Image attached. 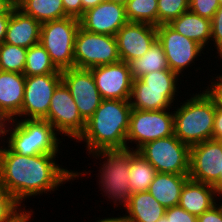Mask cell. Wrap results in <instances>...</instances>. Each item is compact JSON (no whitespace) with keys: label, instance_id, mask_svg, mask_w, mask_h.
<instances>
[{"label":"cell","instance_id":"cell-1","mask_svg":"<svg viewBox=\"0 0 222 222\" xmlns=\"http://www.w3.org/2000/svg\"><path fill=\"white\" fill-rule=\"evenodd\" d=\"M56 154L22 156L8 146L0 148V184L20 204L24 199L58 190V186L87 172L64 169L56 163ZM61 184V185H60Z\"/></svg>","mask_w":222,"mask_h":222},{"label":"cell","instance_id":"cell-2","mask_svg":"<svg viewBox=\"0 0 222 222\" xmlns=\"http://www.w3.org/2000/svg\"><path fill=\"white\" fill-rule=\"evenodd\" d=\"M132 107L129 100L103 99L78 141L90 153L104 150H132L127 144Z\"/></svg>","mask_w":222,"mask_h":222},{"label":"cell","instance_id":"cell-3","mask_svg":"<svg viewBox=\"0 0 222 222\" xmlns=\"http://www.w3.org/2000/svg\"><path fill=\"white\" fill-rule=\"evenodd\" d=\"M174 112V135L189 147L212 139L216 108L203 92L193 94Z\"/></svg>","mask_w":222,"mask_h":222},{"label":"cell","instance_id":"cell-4","mask_svg":"<svg viewBox=\"0 0 222 222\" xmlns=\"http://www.w3.org/2000/svg\"><path fill=\"white\" fill-rule=\"evenodd\" d=\"M7 123V126L13 124V128L5 126L4 138L10 133L6 143L13 152L22 156L59 153V134L47 120L22 118Z\"/></svg>","mask_w":222,"mask_h":222},{"label":"cell","instance_id":"cell-5","mask_svg":"<svg viewBox=\"0 0 222 222\" xmlns=\"http://www.w3.org/2000/svg\"><path fill=\"white\" fill-rule=\"evenodd\" d=\"M79 27V19L70 16L41 25L40 43L60 71L74 67L75 36Z\"/></svg>","mask_w":222,"mask_h":222},{"label":"cell","instance_id":"cell-6","mask_svg":"<svg viewBox=\"0 0 222 222\" xmlns=\"http://www.w3.org/2000/svg\"><path fill=\"white\" fill-rule=\"evenodd\" d=\"M90 154H93V158L101 157L106 161L99 171L101 190L114 200L115 206L119 203L125 207L132 194L129 188L130 150H104Z\"/></svg>","mask_w":222,"mask_h":222},{"label":"cell","instance_id":"cell-7","mask_svg":"<svg viewBox=\"0 0 222 222\" xmlns=\"http://www.w3.org/2000/svg\"><path fill=\"white\" fill-rule=\"evenodd\" d=\"M119 61L115 36L91 33L79 27L75 36L74 67L91 69Z\"/></svg>","mask_w":222,"mask_h":222},{"label":"cell","instance_id":"cell-8","mask_svg":"<svg viewBox=\"0 0 222 222\" xmlns=\"http://www.w3.org/2000/svg\"><path fill=\"white\" fill-rule=\"evenodd\" d=\"M137 152L151 163L157 172L189 174L190 147L175 135L150 141Z\"/></svg>","mask_w":222,"mask_h":222},{"label":"cell","instance_id":"cell-9","mask_svg":"<svg viewBox=\"0 0 222 222\" xmlns=\"http://www.w3.org/2000/svg\"><path fill=\"white\" fill-rule=\"evenodd\" d=\"M162 110L132 108L127 133V143L136 142L137 151L144 144L174 135V113Z\"/></svg>","mask_w":222,"mask_h":222},{"label":"cell","instance_id":"cell-10","mask_svg":"<svg viewBox=\"0 0 222 222\" xmlns=\"http://www.w3.org/2000/svg\"><path fill=\"white\" fill-rule=\"evenodd\" d=\"M62 82L61 73L25 76L24 99L21 112L14 118L44 120L48 115L51 98Z\"/></svg>","mask_w":222,"mask_h":222},{"label":"cell","instance_id":"cell-11","mask_svg":"<svg viewBox=\"0 0 222 222\" xmlns=\"http://www.w3.org/2000/svg\"><path fill=\"white\" fill-rule=\"evenodd\" d=\"M44 120L50 122L58 134L76 140L85 130L86 121L81 117L70 90L63 81L52 95L48 115Z\"/></svg>","mask_w":222,"mask_h":222},{"label":"cell","instance_id":"cell-12","mask_svg":"<svg viewBox=\"0 0 222 222\" xmlns=\"http://www.w3.org/2000/svg\"><path fill=\"white\" fill-rule=\"evenodd\" d=\"M222 141L206 140L190 147L189 178L220 190Z\"/></svg>","mask_w":222,"mask_h":222},{"label":"cell","instance_id":"cell-13","mask_svg":"<svg viewBox=\"0 0 222 222\" xmlns=\"http://www.w3.org/2000/svg\"><path fill=\"white\" fill-rule=\"evenodd\" d=\"M156 30L157 40L164 49L169 68L179 76L204 51L201 45L176 32L168 24L158 25Z\"/></svg>","mask_w":222,"mask_h":222},{"label":"cell","instance_id":"cell-14","mask_svg":"<svg viewBox=\"0 0 222 222\" xmlns=\"http://www.w3.org/2000/svg\"><path fill=\"white\" fill-rule=\"evenodd\" d=\"M62 81L69 88L81 117L87 121L103 100L90 69L72 67L61 71Z\"/></svg>","mask_w":222,"mask_h":222},{"label":"cell","instance_id":"cell-15","mask_svg":"<svg viewBox=\"0 0 222 222\" xmlns=\"http://www.w3.org/2000/svg\"><path fill=\"white\" fill-rule=\"evenodd\" d=\"M102 99L130 100L133 77L128 63L119 61L90 69Z\"/></svg>","mask_w":222,"mask_h":222},{"label":"cell","instance_id":"cell-16","mask_svg":"<svg viewBox=\"0 0 222 222\" xmlns=\"http://www.w3.org/2000/svg\"><path fill=\"white\" fill-rule=\"evenodd\" d=\"M121 61L142 57L157 40L156 26L127 22L115 35Z\"/></svg>","mask_w":222,"mask_h":222},{"label":"cell","instance_id":"cell-17","mask_svg":"<svg viewBox=\"0 0 222 222\" xmlns=\"http://www.w3.org/2000/svg\"><path fill=\"white\" fill-rule=\"evenodd\" d=\"M79 22L80 27L88 32L115 36L128 20L124 5L104 1L85 11Z\"/></svg>","mask_w":222,"mask_h":222},{"label":"cell","instance_id":"cell-18","mask_svg":"<svg viewBox=\"0 0 222 222\" xmlns=\"http://www.w3.org/2000/svg\"><path fill=\"white\" fill-rule=\"evenodd\" d=\"M25 75L0 70V114L6 121L21 112L24 99Z\"/></svg>","mask_w":222,"mask_h":222},{"label":"cell","instance_id":"cell-19","mask_svg":"<svg viewBox=\"0 0 222 222\" xmlns=\"http://www.w3.org/2000/svg\"><path fill=\"white\" fill-rule=\"evenodd\" d=\"M41 23L15 7L7 26L4 43L30 48L40 43Z\"/></svg>","mask_w":222,"mask_h":222},{"label":"cell","instance_id":"cell-20","mask_svg":"<svg viewBox=\"0 0 222 222\" xmlns=\"http://www.w3.org/2000/svg\"><path fill=\"white\" fill-rule=\"evenodd\" d=\"M216 197L214 186L189 178L182 188L179 206L190 214L199 216L216 204Z\"/></svg>","mask_w":222,"mask_h":222},{"label":"cell","instance_id":"cell-21","mask_svg":"<svg viewBox=\"0 0 222 222\" xmlns=\"http://www.w3.org/2000/svg\"><path fill=\"white\" fill-rule=\"evenodd\" d=\"M188 175L157 172L148 192L166 209L178 206L182 188L189 179Z\"/></svg>","mask_w":222,"mask_h":222},{"label":"cell","instance_id":"cell-22","mask_svg":"<svg viewBox=\"0 0 222 222\" xmlns=\"http://www.w3.org/2000/svg\"><path fill=\"white\" fill-rule=\"evenodd\" d=\"M124 208V222H157L166 210L148 191L131 194Z\"/></svg>","mask_w":222,"mask_h":222},{"label":"cell","instance_id":"cell-23","mask_svg":"<svg viewBox=\"0 0 222 222\" xmlns=\"http://www.w3.org/2000/svg\"><path fill=\"white\" fill-rule=\"evenodd\" d=\"M178 90L143 89L140 79H133L130 105L139 110H162L172 108ZM169 107V108H168Z\"/></svg>","mask_w":222,"mask_h":222},{"label":"cell","instance_id":"cell-24","mask_svg":"<svg viewBox=\"0 0 222 222\" xmlns=\"http://www.w3.org/2000/svg\"><path fill=\"white\" fill-rule=\"evenodd\" d=\"M176 32L197 42L204 49L211 39V20L203 18L190 10L181 14L168 24Z\"/></svg>","mask_w":222,"mask_h":222},{"label":"cell","instance_id":"cell-25","mask_svg":"<svg viewBox=\"0 0 222 222\" xmlns=\"http://www.w3.org/2000/svg\"><path fill=\"white\" fill-rule=\"evenodd\" d=\"M133 79H139L153 71L170 70L161 43L156 40L142 56L128 62Z\"/></svg>","mask_w":222,"mask_h":222},{"label":"cell","instance_id":"cell-26","mask_svg":"<svg viewBox=\"0 0 222 222\" xmlns=\"http://www.w3.org/2000/svg\"><path fill=\"white\" fill-rule=\"evenodd\" d=\"M16 7L41 24L68 17L62 0H20Z\"/></svg>","mask_w":222,"mask_h":222},{"label":"cell","instance_id":"cell-27","mask_svg":"<svg viewBox=\"0 0 222 222\" xmlns=\"http://www.w3.org/2000/svg\"><path fill=\"white\" fill-rule=\"evenodd\" d=\"M157 171L141 154L130 150L129 188L131 193L148 191Z\"/></svg>","mask_w":222,"mask_h":222},{"label":"cell","instance_id":"cell-28","mask_svg":"<svg viewBox=\"0 0 222 222\" xmlns=\"http://www.w3.org/2000/svg\"><path fill=\"white\" fill-rule=\"evenodd\" d=\"M49 73H61L52 63L50 56L46 49L38 43L27 48L25 69L23 74L25 76L43 75Z\"/></svg>","mask_w":222,"mask_h":222},{"label":"cell","instance_id":"cell-29","mask_svg":"<svg viewBox=\"0 0 222 222\" xmlns=\"http://www.w3.org/2000/svg\"><path fill=\"white\" fill-rule=\"evenodd\" d=\"M158 0H127L125 13L128 22L158 26Z\"/></svg>","mask_w":222,"mask_h":222},{"label":"cell","instance_id":"cell-30","mask_svg":"<svg viewBox=\"0 0 222 222\" xmlns=\"http://www.w3.org/2000/svg\"><path fill=\"white\" fill-rule=\"evenodd\" d=\"M27 48L2 43L0 45V70L23 74Z\"/></svg>","mask_w":222,"mask_h":222},{"label":"cell","instance_id":"cell-31","mask_svg":"<svg viewBox=\"0 0 222 222\" xmlns=\"http://www.w3.org/2000/svg\"><path fill=\"white\" fill-rule=\"evenodd\" d=\"M179 75L171 70L153 71L139 79L143 82V89L177 90Z\"/></svg>","mask_w":222,"mask_h":222},{"label":"cell","instance_id":"cell-32","mask_svg":"<svg viewBox=\"0 0 222 222\" xmlns=\"http://www.w3.org/2000/svg\"><path fill=\"white\" fill-rule=\"evenodd\" d=\"M21 205L0 184V222H17L27 212Z\"/></svg>","mask_w":222,"mask_h":222},{"label":"cell","instance_id":"cell-33","mask_svg":"<svg viewBox=\"0 0 222 222\" xmlns=\"http://www.w3.org/2000/svg\"><path fill=\"white\" fill-rule=\"evenodd\" d=\"M158 25L169 24L189 10V0H158Z\"/></svg>","mask_w":222,"mask_h":222},{"label":"cell","instance_id":"cell-34","mask_svg":"<svg viewBox=\"0 0 222 222\" xmlns=\"http://www.w3.org/2000/svg\"><path fill=\"white\" fill-rule=\"evenodd\" d=\"M219 7V0H189V10L209 20H212Z\"/></svg>","mask_w":222,"mask_h":222},{"label":"cell","instance_id":"cell-35","mask_svg":"<svg viewBox=\"0 0 222 222\" xmlns=\"http://www.w3.org/2000/svg\"><path fill=\"white\" fill-rule=\"evenodd\" d=\"M216 46L217 54H222V5L217 9L211 20V39Z\"/></svg>","mask_w":222,"mask_h":222},{"label":"cell","instance_id":"cell-36","mask_svg":"<svg viewBox=\"0 0 222 222\" xmlns=\"http://www.w3.org/2000/svg\"><path fill=\"white\" fill-rule=\"evenodd\" d=\"M203 91L214 102L216 110L222 111V76L217 75L215 81H211L210 88L208 86Z\"/></svg>","mask_w":222,"mask_h":222},{"label":"cell","instance_id":"cell-37","mask_svg":"<svg viewBox=\"0 0 222 222\" xmlns=\"http://www.w3.org/2000/svg\"><path fill=\"white\" fill-rule=\"evenodd\" d=\"M165 215L170 222H197V216L190 214L179 205L167 208Z\"/></svg>","mask_w":222,"mask_h":222},{"label":"cell","instance_id":"cell-38","mask_svg":"<svg viewBox=\"0 0 222 222\" xmlns=\"http://www.w3.org/2000/svg\"><path fill=\"white\" fill-rule=\"evenodd\" d=\"M197 222H222V209L219 204L197 216Z\"/></svg>","mask_w":222,"mask_h":222},{"label":"cell","instance_id":"cell-39","mask_svg":"<svg viewBox=\"0 0 222 222\" xmlns=\"http://www.w3.org/2000/svg\"><path fill=\"white\" fill-rule=\"evenodd\" d=\"M65 13L70 17L79 19L82 16L81 0H62Z\"/></svg>","mask_w":222,"mask_h":222},{"label":"cell","instance_id":"cell-40","mask_svg":"<svg viewBox=\"0 0 222 222\" xmlns=\"http://www.w3.org/2000/svg\"><path fill=\"white\" fill-rule=\"evenodd\" d=\"M212 139L222 141V111L216 110Z\"/></svg>","mask_w":222,"mask_h":222},{"label":"cell","instance_id":"cell-41","mask_svg":"<svg viewBox=\"0 0 222 222\" xmlns=\"http://www.w3.org/2000/svg\"><path fill=\"white\" fill-rule=\"evenodd\" d=\"M11 15H0V45L4 43Z\"/></svg>","mask_w":222,"mask_h":222},{"label":"cell","instance_id":"cell-42","mask_svg":"<svg viewBox=\"0 0 222 222\" xmlns=\"http://www.w3.org/2000/svg\"><path fill=\"white\" fill-rule=\"evenodd\" d=\"M16 6L9 0H0V15H11Z\"/></svg>","mask_w":222,"mask_h":222},{"label":"cell","instance_id":"cell-43","mask_svg":"<svg viewBox=\"0 0 222 222\" xmlns=\"http://www.w3.org/2000/svg\"><path fill=\"white\" fill-rule=\"evenodd\" d=\"M82 1V15L88 9L94 8L106 0H81Z\"/></svg>","mask_w":222,"mask_h":222},{"label":"cell","instance_id":"cell-44","mask_svg":"<svg viewBox=\"0 0 222 222\" xmlns=\"http://www.w3.org/2000/svg\"><path fill=\"white\" fill-rule=\"evenodd\" d=\"M6 123V119L0 114V139H3Z\"/></svg>","mask_w":222,"mask_h":222},{"label":"cell","instance_id":"cell-45","mask_svg":"<svg viewBox=\"0 0 222 222\" xmlns=\"http://www.w3.org/2000/svg\"><path fill=\"white\" fill-rule=\"evenodd\" d=\"M96 222H124V219H123V217H107V218H104V219H101V220H97Z\"/></svg>","mask_w":222,"mask_h":222},{"label":"cell","instance_id":"cell-46","mask_svg":"<svg viewBox=\"0 0 222 222\" xmlns=\"http://www.w3.org/2000/svg\"><path fill=\"white\" fill-rule=\"evenodd\" d=\"M31 212L33 211H27L17 222H29L32 216Z\"/></svg>","mask_w":222,"mask_h":222},{"label":"cell","instance_id":"cell-47","mask_svg":"<svg viewBox=\"0 0 222 222\" xmlns=\"http://www.w3.org/2000/svg\"><path fill=\"white\" fill-rule=\"evenodd\" d=\"M106 1L114 2V3H119V4H122V5H125V3H126L127 0H106Z\"/></svg>","mask_w":222,"mask_h":222},{"label":"cell","instance_id":"cell-48","mask_svg":"<svg viewBox=\"0 0 222 222\" xmlns=\"http://www.w3.org/2000/svg\"><path fill=\"white\" fill-rule=\"evenodd\" d=\"M157 222H170V219L164 214Z\"/></svg>","mask_w":222,"mask_h":222},{"label":"cell","instance_id":"cell-49","mask_svg":"<svg viewBox=\"0 0 222 222\" xmlns=\"http://www.w3.org/2000/svg\"><path fill=\"white\" fill-rule=\"evenodd\" d=\"M219 195V197L220 196H222V189H220V190H217V196ZM219 204H221V205H219L220 207H221V209H222V202L221 203H219Z\"/></svg>","mask_w":222,"mask_h":222},{"label":"cell","instance_id":"cell-50","mask_svg":"<svg viewBox=\"0 0 222 222\" xmlns=\"http://www.w3.org/2000/svg\"><path fill=\"white\" fill-rule=\"evenodd\" d=\"M9 1H11L15 6H17L20 0H9Z\"/></svg>","mask_w":222,"mask_h":222},{"label":"cell","instance_id":"cell-51","mask_svg":"<svg viewBox=\"0 0 222 222\" xmlns=\"http://www.w3.org/2000/svg\"><path fill=\"white\" fill-rule=\"evenodd\" d=\"M220 189H222V172L220 173Z\"/></svg>","mask_w":222,"mask_h":222}]
</instances>
